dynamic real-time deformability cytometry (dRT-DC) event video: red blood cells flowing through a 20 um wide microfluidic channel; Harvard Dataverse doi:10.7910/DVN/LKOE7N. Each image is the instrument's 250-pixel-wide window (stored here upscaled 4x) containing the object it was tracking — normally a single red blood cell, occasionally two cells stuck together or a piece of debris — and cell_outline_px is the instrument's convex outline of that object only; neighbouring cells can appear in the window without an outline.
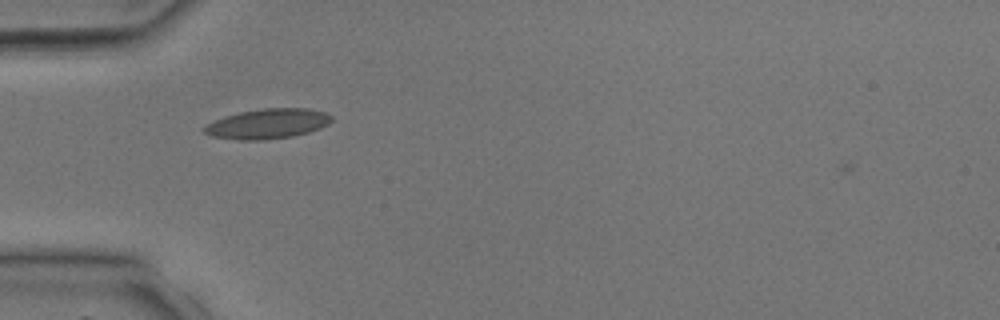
{"species": "common noctule bat (a hibernating species)", "species_latin": "Nyctalus noctula", "temperature_condition": "room temperature", "stored_images_in_passage": 32, "camera_frame_rate_fps": 3000, "um_per_image_px": 0.085, "animal": {"sex": "male", "body_mass_g": 17.9, "forearm_length_mm": 54.2}, "frame": {"image": 1, "passage_image": 5, "time_ms": 1.333, "image_size_px": [1000, 320], "cell_outline_px": [[332, 120], [328, 124], [320, 128], [308, 132], [292, 136], [264, 140], [240, 140], [212, 136], [204, 132], [200, 128], [204, 124], [224, 116], [240, 112], [264, 108], [308, 108], [324, 112], [332, 116]], "centroid_in_image_um": [22.71, 10.52], "position_along_channel_um": 62.3, "area_um2": 22.31}}
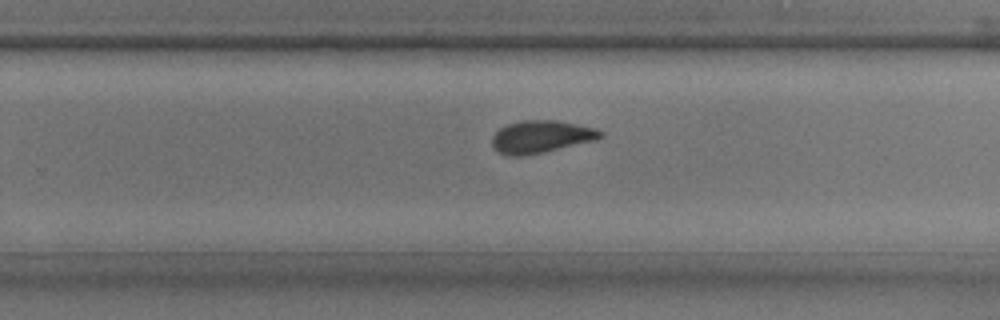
{"frame": {"image": 2, "passage_image": 18, "time_ms": 5.667, "image_size_px": [1000, 320], "cell_outline_px": [[604, 136], [596, 140], [544, 152], [524, 156], [508, 156], [492, 148], [492, 136], [500, 128], [508, 124], [520, 120], [560, 120], [592, 128], [604, 132]], "centroid_in_image_um": [45.98, 11.62], "position_along_channel_um": 283.8, "area_um2": 20.58}}
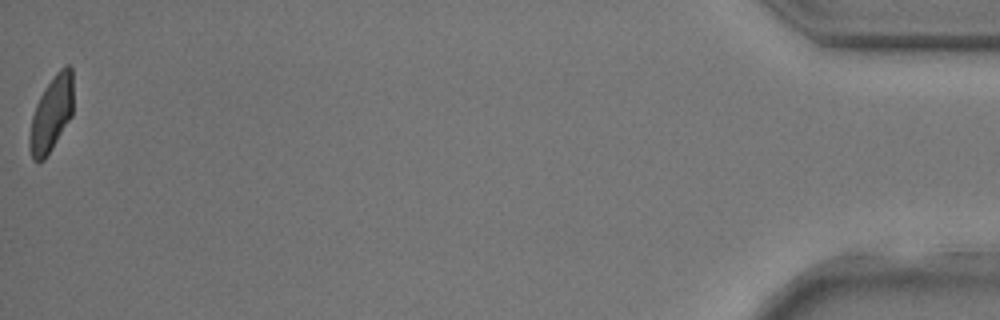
{"frame": {"image": 3, "passage_image": 32, "time_ms": 10.333, "image_size_px": [1000, 320], "cell_outline_px": [[72, 116], [52, 148], [44, 160], [32, 160], [28, 148], [28, 140], [32, 116], [36, 104], [44, 88], [56, 72], [64, 64], [68, 64], [72, 68]], "centroid_in_image_um": [4.35, 9.67], "position_along_channel_um": 430.8, "area_um2": 19.25}}